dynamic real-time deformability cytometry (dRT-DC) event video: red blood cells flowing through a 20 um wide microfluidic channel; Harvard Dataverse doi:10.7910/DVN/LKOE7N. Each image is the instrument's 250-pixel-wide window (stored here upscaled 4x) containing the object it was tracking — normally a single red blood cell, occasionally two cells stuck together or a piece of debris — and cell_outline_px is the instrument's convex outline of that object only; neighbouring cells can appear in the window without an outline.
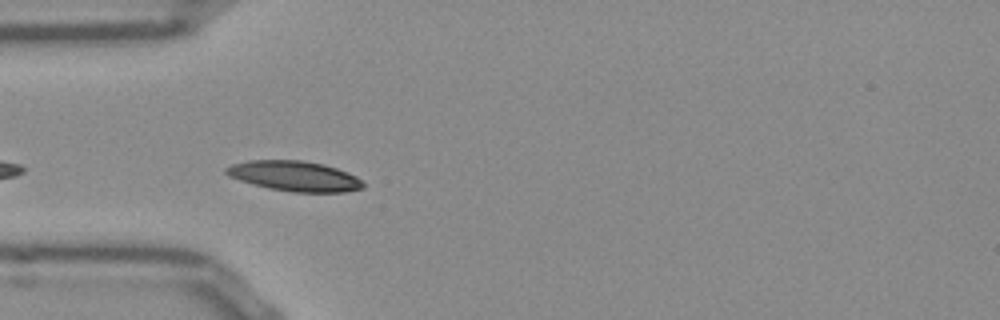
{"species": "Egyptian fruit bat (a non-hibernating species)", "species_latin": "Rousettus aegyptiacus", "temperature_condition": "room temperature", "stored_images_in_passage": 9, "camera_frame_rate_fps": 3000, "um_per_image_px": 0.085, "frame": {"image": 1, "passage_image": 3, "time_ms": 0.667, "image_size_px": [1000, 320], "cell_outline_px": [[364, 188], [344, 192], [292, 192], [268, 188], [240, 180], [228, 176], [224, 172], [224, 168], [232, 164], [248, 160], [300, 160], [324, 164], [348, 172], [356, 176], [364, 184]], "centroid_in_image_um": [25.02, 14.96], "position_along_channel_um": 60.0, "area_um2": 24.1}}